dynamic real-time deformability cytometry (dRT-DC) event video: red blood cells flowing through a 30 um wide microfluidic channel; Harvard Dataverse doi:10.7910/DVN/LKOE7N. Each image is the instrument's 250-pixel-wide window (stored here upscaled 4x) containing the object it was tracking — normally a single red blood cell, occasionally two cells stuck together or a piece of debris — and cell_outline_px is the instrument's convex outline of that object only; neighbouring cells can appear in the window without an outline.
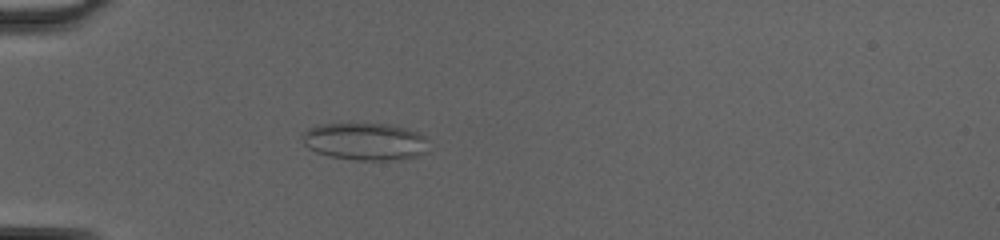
{"species": "common noctule bat (a hibernating species)", "species_latin": "Nyctalus noctula", "temperature_condition": "cold", "stored_images_in_passage": 50, "camera_frame_rate_fps": 3000, "um_per_image_px": 0.085, "animal": {"sex": "female", "body_mass_g": 20.0, "forearm_length_mm": 54.0}, "frame": {"image": 1, "passage_image": 17, "time_ms": 5.333, "image_size_px": [1000, 240], "cell_outline_px": [[428, 136], [424, 152], [420, 156], [388, 160], [356, 160], [332, 156], [316, 152], [308, 148], [304, 144], [300, 136], [308, 128], [316, 124], [392, 124]], "centroid_in_image_um": [31.0, 12.02], "position_along_channel_um": 54.0, "area_um2": 27.46}}
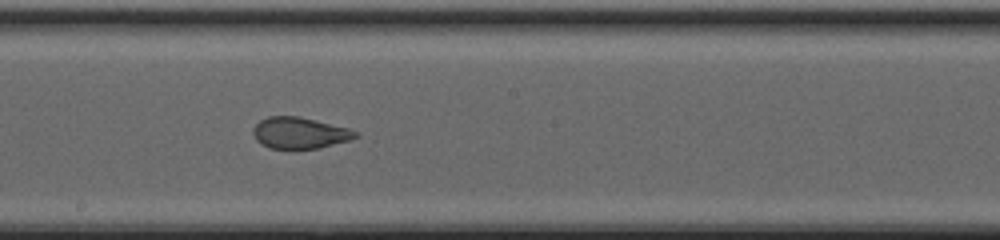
{"frame": {"image": 2, "passage_image": 30, "time_ms": 9.667, "image_size_px": [1000, 240], "cell_outline_px": [[360, 136], [348, 140], [320, 148], [268, 148], [260, 144], [256, 140], [252, 132], [252, 128], [260, 120], [268, 116], [300, 116], [348, 128], [360, 132]], "centroid_in_image_um": [25.46, 11.29], "position_along_channel_um": 222.7, "area_um2": 18.79}}
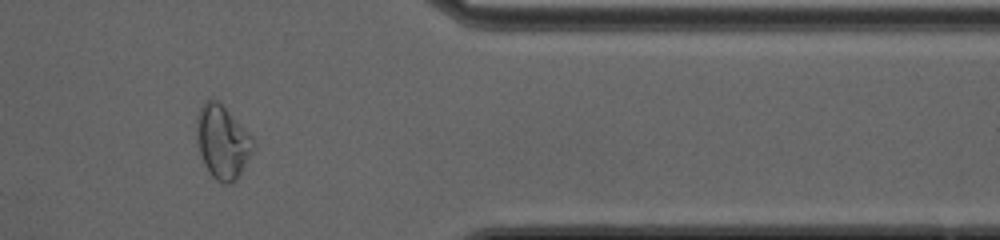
{"frame": {"image": 3, "passage_image": 43, "time_ms": 14.0, "image_size_px": [1000, 240], "cell_outline_px": [[256, 144], [236, 180], [228, 184], [224, 184], [216, 180], [208, 172], [204, 164], [200, 152], [196, 136], [196, 116], [200, 108], [208, 100], [216, 100], [252, 136]], "centroid_in_image_um": [18.89, 12.1], "position_along_channel_um": 392.5, "area_um2": 23.76}, "authors_computed_cell_mechanics": {"area_um2": 25.7499, "velocity_mm_per_s": 4.253, "shape_relaxation_time_tau1_ms": null, "shape_relaxation_time_tau2_ms": 0.9212, "deformation_change_tau1": null, "deformation_change_tau2": 0.0748}}